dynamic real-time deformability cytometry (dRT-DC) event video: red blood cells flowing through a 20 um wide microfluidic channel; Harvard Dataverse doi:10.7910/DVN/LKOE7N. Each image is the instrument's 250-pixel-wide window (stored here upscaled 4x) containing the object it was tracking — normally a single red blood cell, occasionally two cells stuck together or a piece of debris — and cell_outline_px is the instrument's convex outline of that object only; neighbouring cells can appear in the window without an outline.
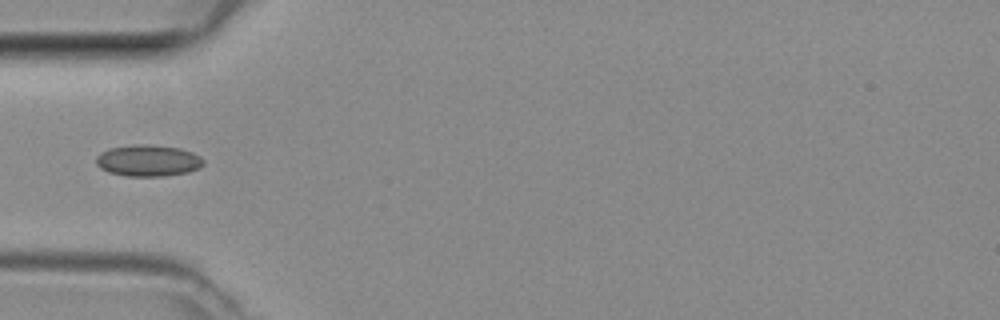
{"species": "common noctule bat (a hibernating species)", "species_latin": "Nyctalus noctula", "temperature_condition": "room temperature", "stored_images_in_passage": 4, "camera_frame_rate_fps": 3000, "um_per_image_px": 0.085, "animal": {"sex": "female", "body_mass_g": 29.2, "forearm_length_mm": 56.3}, "frame": {"image": 1, "passage_image": 4, "time_ms": 1.0, "image_size_px": [1000, 320], "cell_outline_px": [[204, 164], [200, 168], [188, 172], [160, 176], [124, 176], [108, 172], [100, 168], [96, 164], [96, 156], [100, 152], [108, 148], [136, 144], [148, 144], [180, 148], [192, 152], [200, 156], [204, 160]], "centroid_in_image_um": [12.57, 13.64], "position_along_channel_um": 72.4, "area_um2": 19.88}}